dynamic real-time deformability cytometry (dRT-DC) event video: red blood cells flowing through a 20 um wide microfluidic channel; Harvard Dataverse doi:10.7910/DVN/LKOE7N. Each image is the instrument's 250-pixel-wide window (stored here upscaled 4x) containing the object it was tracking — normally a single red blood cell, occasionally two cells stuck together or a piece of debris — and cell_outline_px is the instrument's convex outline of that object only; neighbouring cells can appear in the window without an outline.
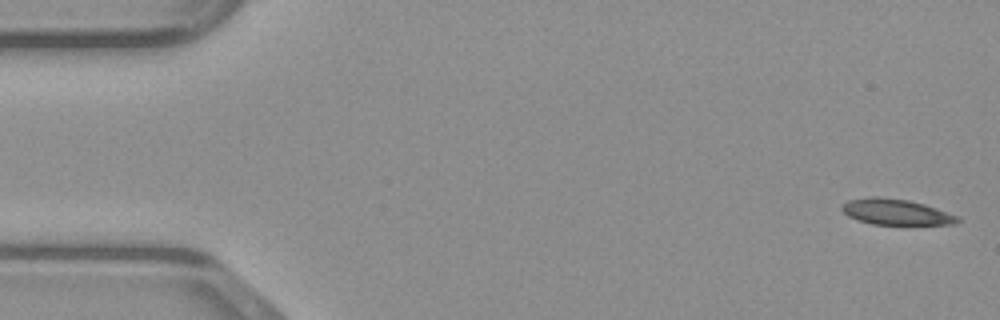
{"species": "common noctule bat (a hibernating species)", "species_latin": "Nyctalus noctula", "temperature_condition": "warm", "stored_images_in_passage": 48, "camera_frame_rate_fps": 3000, "um_per_image_px": 0.085, "animal": {"sex": "male", "body_mass_g": 23.1, "forearm_length_mm": 52.7}, "frame": {"image": 1, "passage_image": 1, "time_ms": 0.0, "image_size_px": [1000, 320], "cell_outline_px": [[960, 220], [956, 224], [872, 224], [848, 216], [840, 208], [840, 204], [848, 200], [868, 196], [880, 196], [908, 200], [924, 204], [960, 216]], "centroid_in_image_um": [76.14, 18.0], "position_along_channel_um": 8.9, "area_um2": 17.46}}
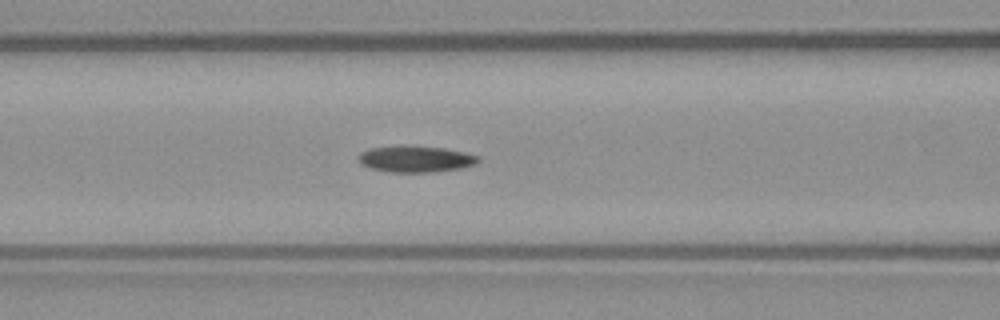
{"frame": {"image": 2, "passage_image": 19, "time_ms": 6.0, "image_size_px": [1000, 320], "cell_outline_px": [[480, 160], [476, 164], [460, 168], [432, 172], [388, 172], [372, 168], [360, 164], [356, 156], [360, 152], [368, 148], [404, 144], [444, 148], [464, 152], [480, 156]], "centroid_in_image_um": [35.28, 13.49], "position_along_channel_um": 131.3, "area_um2": 18.84}}
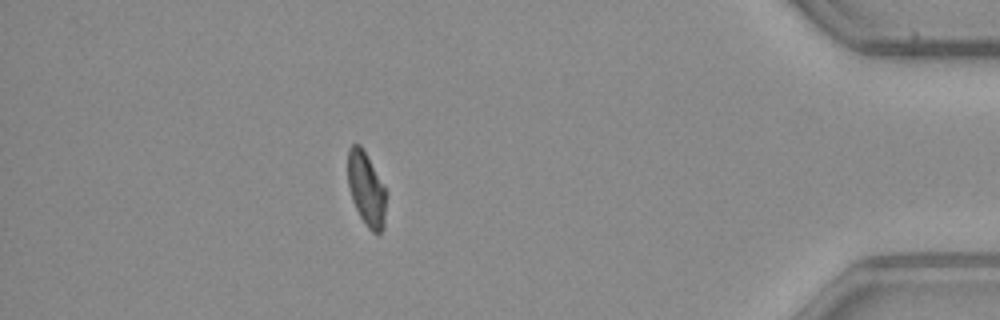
{"frame": {"image": 3, "passage_image": 42, "time_ms": 13.667, "image_size_px": [1000, 320], "cell_outline_px": [[388, 192], [384, 228], [376, 236], [368, 228], [360, 216], [352, 200], [348, 184], [348, 148], [352, 144], [360, 144]], "centroid_in_image_um": [31.17, 16.11], "position_along_channel_um": 404.0, "area_um2": 16.76}}